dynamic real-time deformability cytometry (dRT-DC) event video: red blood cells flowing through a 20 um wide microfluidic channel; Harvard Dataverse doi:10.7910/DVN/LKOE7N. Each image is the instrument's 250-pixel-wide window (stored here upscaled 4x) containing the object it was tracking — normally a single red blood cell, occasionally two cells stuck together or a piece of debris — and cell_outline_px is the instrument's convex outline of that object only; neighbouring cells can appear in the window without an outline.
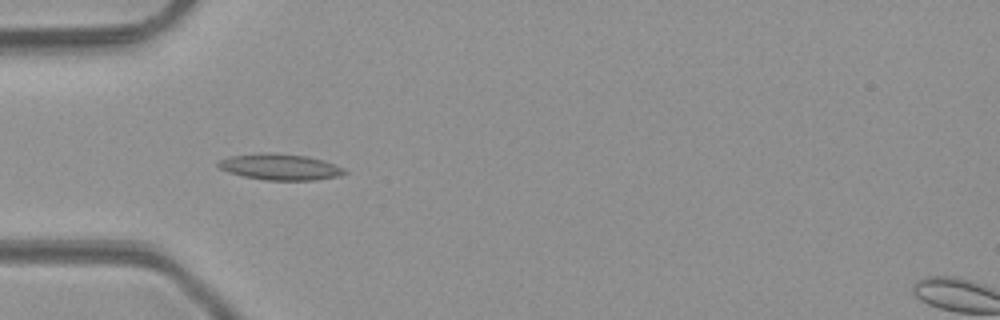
{"species": "common noctule bat (a hibernating species)", "species_latin": "Nyctalus noctula", "temperature_condition": "room temperature", "stored_images_in_passage": 5, "camera_frame_rate_fps": 3000, "um_per_image_px": 0.085, "animal": {"sex": "male", "body_mass_g": 23.1, "forearm_length_mm": 52.7}, "frame": {"image": 1, "passage_image": 4, "time_ms": 3.667, "image_size_px": [1000, 320], "cell_outline_px": [[348, 172], [340, 176], [316, 180], [264, 180], [244, 176], [228, 172], [220, 168], [216, 164], [220, 160], [232, 156], [260, 152], [272, 152], [308, 156], [324, 160], [344, 168]], "centroid_in_image_um": [23.84, 14.18], "position_along_channel_um": 61.2, "area_um2": 19.36}}
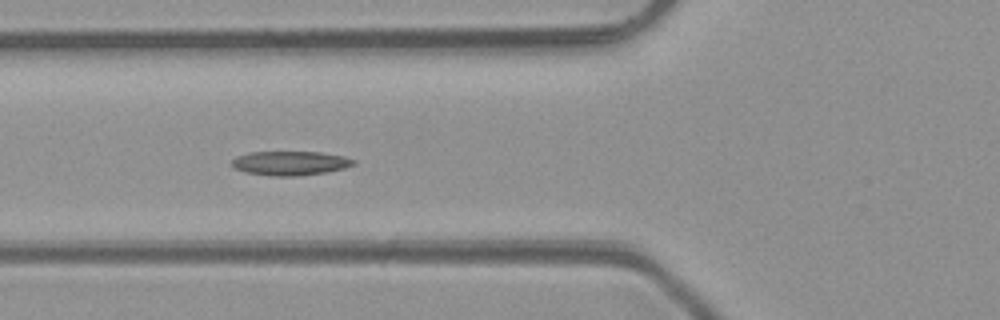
{"frame": {"image": 2, "passage_image": 5, "time_ms": 4.667, "image_size_px": [1000, 320], "cell_outline_px": [[356, 164], [344, 168], [328, 172], [296, 176], [272, 176], [244, 172], [232, 168], [228, 164], [236, 156], [248, 152], [320, 152], [344, 156], [356, 160]], "centroid_in_image_um": [24.62, 13.87], "position_along_channel_um": 101.2, "area_um2": 17.46}}